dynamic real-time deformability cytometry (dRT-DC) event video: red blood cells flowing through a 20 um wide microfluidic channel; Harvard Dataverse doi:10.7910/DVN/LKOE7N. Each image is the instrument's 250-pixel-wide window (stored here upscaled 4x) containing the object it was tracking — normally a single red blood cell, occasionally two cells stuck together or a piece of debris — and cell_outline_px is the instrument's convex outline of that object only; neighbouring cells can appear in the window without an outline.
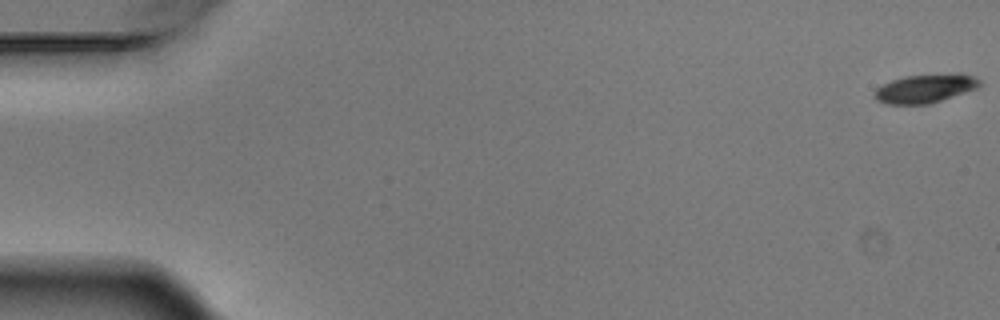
{"species": "Egyptian fruit bat (a non-hibernating species)", "species_latin": "Rousettus aegyptiacus", "temperature_condition": "warm", "stored_images_in_passage": 5, "camera_frame_rate_fps": 3000, "um_per_image_px": 0.085, "animal": {"sex": "male"}, "frame": {"image": 1, "passage_image": 1, "time_ms": 0.0, "image_size_px": [1000, 320], "cell_outline_px": [[984, 84], [976, 88], [928, 104], [888, 104], [876, 100], [876, 88], [892, 80], [904, 76], [956, 72], [960, 72], [976, 76]], "centroid_in_image_um": [78.71, 7.48], "position_along_channel_um": 6.3, "area_um2": 17.63}}
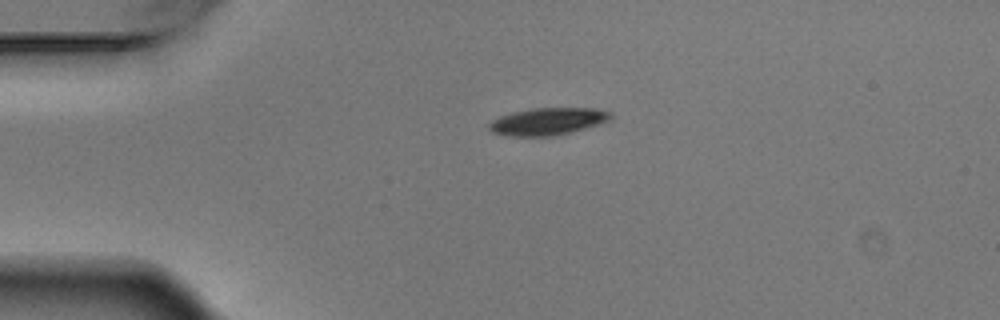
{"frame": {"image": 2, "passage_image": 4, "time_ms": 1.0, "image_size_px": [1000, 320], "cell_outline_px": [[612, 116], [608, 120], [584, 128], [552, 136], [512, 136], [492, 132], [488, 128], [488, 124], [492, 120], [500, 116], [512, 112], [532, 108], [596, 108], [612, 112]], "centroid_in_image_um": [46.52, 10.31], "position_along_channel_um": 38.5, "area_um2": 19.07}}